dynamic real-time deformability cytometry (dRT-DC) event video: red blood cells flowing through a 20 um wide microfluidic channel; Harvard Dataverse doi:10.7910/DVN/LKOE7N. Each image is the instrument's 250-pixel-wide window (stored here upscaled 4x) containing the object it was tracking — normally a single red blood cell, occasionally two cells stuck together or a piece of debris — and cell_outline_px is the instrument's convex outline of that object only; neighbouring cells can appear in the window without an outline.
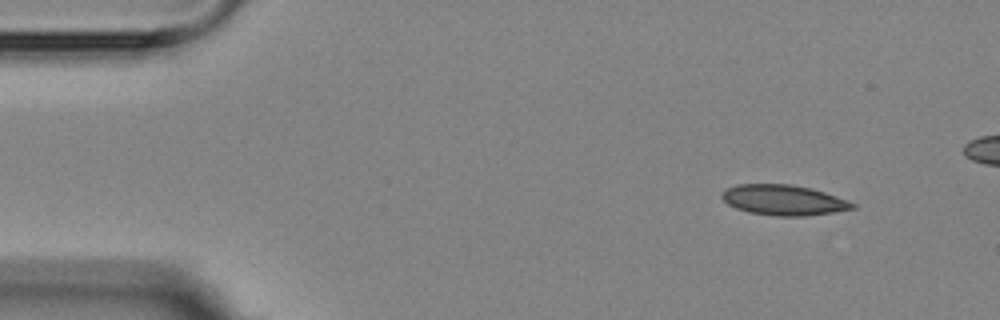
{"species": "Egyptian fruit bat (a non-hibernating species)", "species_latin": "Rousettus aegyptiacus", "temperature_condition": "room temperature", "stored_images_in_passage": 4, "camera_frame_rate_fps": 3000, "um_per_image_px": 0.085, "animal": {"sex": "female"}, "frame": {"image": 1, "passage_image": 1, "time_ms": 0.0, "image_size_px": [1000, 320], "cell_outline_px": [[856, 208], [832, 212], [804, 216], [776, 216], [748, 212], [736, 208], [728, 204], [720, 196], [720, 192], [736, 184], [792, 184], [812, 188], [848, 200], [856, 204]], "centroid_in_image_um": [66.59, 17.0], "position_along_channel_um": 18.4, "area_um2": 23.18}}